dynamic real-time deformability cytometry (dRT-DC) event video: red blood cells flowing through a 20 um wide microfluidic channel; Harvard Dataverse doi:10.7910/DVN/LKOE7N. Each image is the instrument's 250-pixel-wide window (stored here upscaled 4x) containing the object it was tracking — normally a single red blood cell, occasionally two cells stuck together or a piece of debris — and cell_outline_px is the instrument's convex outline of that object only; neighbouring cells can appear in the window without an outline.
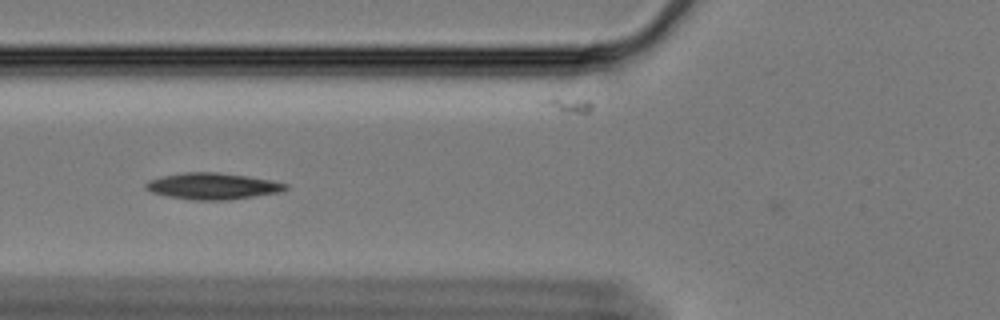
{"species": "Egyptian fruit bat (a non-hibernating species)", "species_latin": "Rousettus aegyptiacus", "temperature_condition": "cold", "stored_images_in_passage": 17, "camera_frame_rate_fps": 3000, "um_per_image_px": 0.085, "animal": {"sex": "female"}, "frame": {"image": 1, "passage_image": 14, "time_ms": 4.333, "image_size_px": [1000, 320], "cell_outline_px": [[288, 188], [284, 192], [228, 200], [192, 200], [168, 196], [152, 192], [144, 188], [144, 184], [148, 180], [160, 176], [184, 172], [216, 172], [248, 176], [272, 180], [288, 184]], "centroid_in_image_um": [18.09, 15.82], "position_along_channel_um": 107.7, "area_um2": 21.79}}